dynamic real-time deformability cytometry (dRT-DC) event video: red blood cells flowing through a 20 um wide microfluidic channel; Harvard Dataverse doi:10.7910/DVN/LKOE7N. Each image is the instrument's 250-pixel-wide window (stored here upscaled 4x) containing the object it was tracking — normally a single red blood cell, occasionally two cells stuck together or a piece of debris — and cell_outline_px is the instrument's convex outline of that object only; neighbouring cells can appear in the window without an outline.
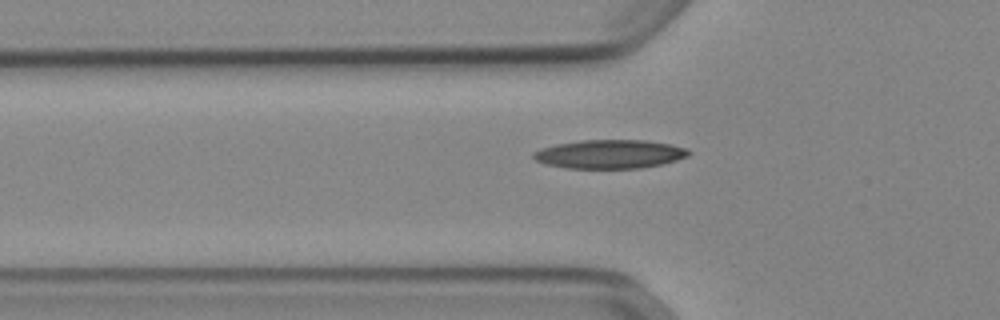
{"species": "Egyptian fruit bat (a non-hibernating species)", "species_latin": "Rousettus aegyptiacus", "temperature_condition": "cold", "stored_images_in_passage": 36, "camera_frame_rate_fps": 3000, "um_per_image_px": 0.085, "animal": {"sex": "female"}, "frame": {"image": 1, "passage_image": 2, "time_ms": 0.333, "image_size_px": [1000, 320], "cell_outline_px": [[692, 152], [688, 156], [664, 164], [640, 168], [564, 168], [544, 164], [536, 160], [532, 156], [532, 152], [540, 148], [556, 144], [584, 140], [644, 140], [672, 144], [688, 148]], "centroid_in_image_um": [51.84, 13.1], "position_along_channel_um": 74.0, "area_um2": 26.24}}
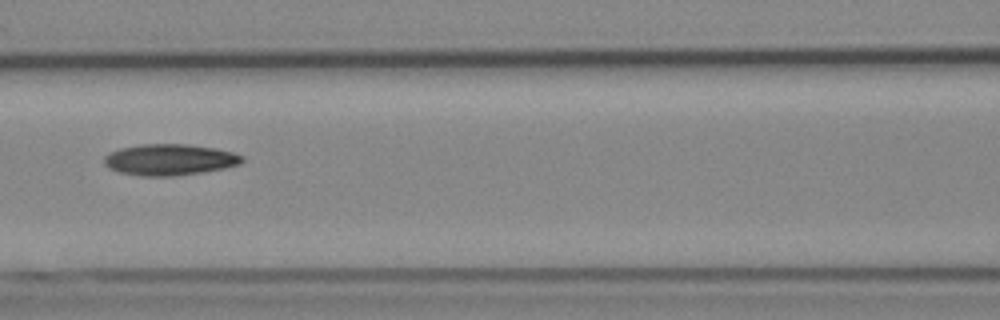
{"frame": {"image": 2, "passage_image": 8, "time_ms": 2.333, "image_size_px": [1000, 320], "cell_outline_px": [[244, 160], [240, 164], [224, 168], [200, 172], [172, 176], [140, 176], [120, 172], [108, 168], [104, 164], [104, 156], [108, 152], [120, 148], [140, 144], [188, 144], [216, 148], [232, 152], [244, 156]], "centroid_in_image_um": [14.39, 13.56], "position_along_channel_um": 152.2, "area_um2": 25.2}}
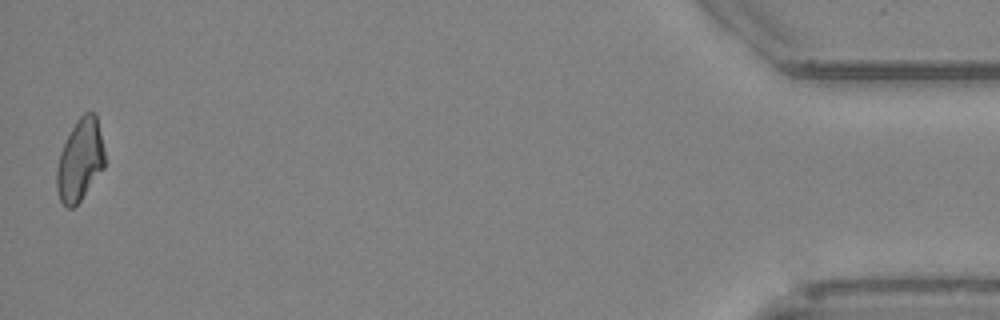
{"frame": {"image": 3, "passage_image": 36, "time_ms": 11.667, "image_size_px": [1000, 320], "cell_outline_px": [[104, 168], [80, 200], [72, 208], [68, 208], [60, 200], [56, 188], [56, 168], [60, 152], [76, 120], [84, 112], [96, 112], [104, 148]], "centroid_in_image_um": [6.8, 13.59], "position_along_channel_um": 428.4, "area_um2": 22.83}, "authors_computed_cell_mechanics": {"area_um2": 24.1026, "velocity_mm_per_s": 3.8998, "shape_relaxation_time_tau1_ms": null, "shape_relaxation_time_tau2_ms": 6.2474, "deformation_change_tau1": null, "deformation_change_tau2": 0.1453}}